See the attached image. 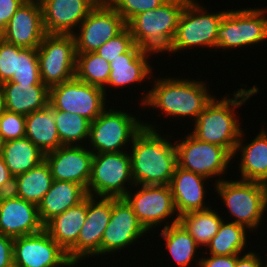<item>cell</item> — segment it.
Returning a JSON list of instances; mask_svg holds the SVG:
<instances>
[{
  "instance_id": "6da1fadb",
  "label": "cell",
  "mask_w": 267,
  "mask_h": 267,
  "mask_svg": "<svg viewBox=\"0 0 267 267\" xmlns=\"http://www.w3.org/2000/svg\"><path fill=\"white\" fill-rule=\"evenodd\" d=\"M144 123L131 145V172L135 185H169L177 164V150L154 125Z\"/></svg>"
},
{
  "instance_id": "7a4b0ae2",
  "label": "cell",
  "mask_w": 267,
  "mask_h": 267,
  "mask_svg": "<svg viewBox=\"0 0 267 267\" xmlns=\"http://www.w3.org/2000/svg\"><path fill=\"white\" fill-rule=\"evenodd\" d=\"M259 88H240L234 92L233 98L223 96L220 100L215 97L193 121L194 129L190 132L199 141L224 147L231 155L237 146L243 128L240 127L235 108L258 93Z\"/></svg>"
},
{
  "instance_id": "3957f363",
  "label": "cell",
  "mask_w": 267,
  "mask_h": 267,
  "mask_svg": "<svg viewBox=\"0 0 267 267\" xmlns=\"http://www.w3.org/2000/svg\"><path fill=\"white\" fill-rule=\"evenodd\" d=\"M175 78H154L153 88L144 93L140 103L164 112V116H188L195 121L215 96L210 95L209 85L202 80Z\"/></svg>"
},
{
  "instance_id": "277c9868",
  "label": "cell",
  "mask_w": 267,
  "mask_h": 267,
  "mask_svg": "<svg viewBox=\"0 0 267 267\" xmlns=\"http://www.w3.org/2000/svg\"><path fill=\"white\" fill-rule=\"evenodd\" d=\"M189 0H167L160 7L139 13L126 26L134 43L152 54L169 52L179 18Z\"/></svg>"
},
{
  "instance_id": "5b68a950",
  "label": "cell",
  "mask_w": 267,
  "mask_h": 267,
  "mask_svg": "<svg viewBox=\"0 0 267 267\" xmlns=\"http://www.w3.org/2000/svg\"><path fill=\"white\" fill-rule=\"evenodd\" d=\"M220 199L234 219L231 222L248 231L257 230L267 211V184L246 180L216 179L214 184Z\"/></svg>"
},
{
  "instance_id": "8992f818",
  "label": "cell",
  "mask_w": 267,
  "mask_h": 267,
  "mask_svg": "<svg viewBox=\"0 0 267 267\" xmlns=\"http://www.w3.org/2000/svg\"><path fill=\"white\" fill-rule=\"evenodd\" d=\"M124 111L106 108L90 123L88 142L93 154L125 151L144 128V121Z\"/></svg>"
},
{
  "instance_id": "52a82bcc",
  "label": "cell",
  "mask_w": 267,
  "mask_h": 267,
  "mask_svg": "<svg viewBox=\"0 0 267 267\" xmlns=\"http://www.w3.org/2000/svg\"><path fill=\"white\" fill-rule=\"evenodd\" d=\"M196 0H189L179 18L177 31L168 53L184 49L216 48L217 31L227 10L207 13Z\"/></svg>"
},
{
  "instance_id": "ba28073f",
  "label": "cell",
  "mask_w": 267,
  "mask_h": 267,
  "mask_svg": "<svg viewBox=\"0 0 267 267\" xmlns=\"http://www.w3.org/2000/svg\"><path fill=\"white\" fill-rule=\"evenodd\" d=\"M130 151L94 154L91 178L86 189L88 196L124 198L129 185L134 186ZM128 187L126 186L127 184Z\"/></svg>"
},
{
  "instance_id": "9c48e42d",
  "label": "cell",
  "mask_w": 267,
  "mask_h": 267,
  "mask_svg": "<svg viewBox=\"0 0 267 267\" xmlns=\"http://www.w3.org/2000/svg\"><path fill=\"white\" fill-rule=\"evenodd\" d=\"M267 9L227 10L217 31L216 49L254 46L267 40ZM252 44V45H251Z\"/></svg>"
},
{
  "instance_id": "30bf717a",
  "label": "cell",
  "mask_w": 267,
  "mask_h": 267,
  "mask_svg": "<svg viewBox=\"0 0 267 267\" xmlns=\"http://www.w3.org/2000/svg\"><path fill=\"white\" fill-rule=\"evenodd\" d=\"M37 53L40 79L48 88L75 77L76 50L73 35L46 34Z\"/></svg>"
},
{
  "instance_id": "8fae6325",
  "label": "cell",
  "mask_w": 267,
  "mask_h": 267,
  "mask_svg": "<svg viewBox=\"0 0 267 267\" xmlns=\"http://www.w3.org/2000/svg\"><path fill=\"white\" fill-rule=\"evenodd\" d=\"M102 88L73 79L49 88V104L57 110L76 113L94 121L107 107Z\"/></svg>"
},
{
  "instance_id": "7c38bea8",
  "label": "cell",
  "mask_w": 267,
  "mask_h": 267,
  "mask_svg": "<svg viewBox=\"0 0 267 267\" xmlns=\"http://www.w3.org/2000/svg\"><path fill=\"white\" fill-rule=\"evenodd\" d=\"M176 142L179 167L208 179L222 176L228 171L233 157L224 147L199 141L191 133Z\"/></svg>"
},
{
  "instance_id": "4fadbf2b",
  "label": "cell",
  "mask_w": 267,
  "mask_h": 267,
  "mask_svg": "<svg viewBox=\"0 0 267 267\" xmlns=\"http://www.w3.org/2000/svg\"><path fill=\"white\" fill-rule=\"evenodd\" d=\"M111 214L112 198L87 196L86 221L80 230L77 243L67 252L74 265L87 257L101 255L102 237Z\"/></svg>"
},
{
  "instance_id": "5bb4252c",
  "label": "cell",
  "mask_w": 267,
  "mask_h": 267,
  "mask_svg": "<svg viewBox=\"0 0 267 267\" xmlns=\"http://www.w3.org/2000/svg\"><path fill=\"white\" fill-rule=\"evenodd\" d=\"M13 262L16 267H74L67 253L45 229L14 238Z\"/></svg>"
},
{
  "instance_id": "9a60e30c",
  "label": "cell",
  "mask_w": 267,
  "mask_h": 267,
  "mask_svg": "<svg viewBox=\"0 0 267 267\" xmlns=\"http://www.w3.org/2000/svg\"><path fill=\"white\" fill-rule=\"evenodd\" d=\"M139 186H134L137 188V192L134 193L131 192L130 187L124 198L132 206L138 221L147 232L167 219L171 220L174 214L178 216L169 185Z\"/></svg>"
},
{
  "instance_id": "2e32d148",
  "label": "cell",
  "mask_w": 267,
  "mask_h": 267,
  "mask_svg": "<svg viewBox=\"0 0 267 267\" xmlns=\"http://www.w3.org/2000/svg\"><path fill=\"white\" fill-rule=\"evenodd\" d=\"M125 27V21L111 5H96L72 34L76 53L95 52Z\"/></svg>"
},
{
  "instance_id": "e0dca14e",
  "label": "cell",
  "mask_w": 267,
  "mask_h": 267,
  "mask_svg": "<svg viewBox=\"0 0 267 267\" xmlns=\"http://www.w3.org/2000/svg\"><path fill=\"white\" fill-rule=\"evenodd\" d=\"M148 233L125 198H112V214L101 242V255L121 252Z\"/></svg>"
},
{
  "instance_id": "ac0fdd59",
  "label": "cell",
  "mask_w": 267,
  "mask_h": 267,
  "mask_svg": "<svg viewBox=\"0 0 267 267\" xmlns=\"http://www.w3.org/2000/svg\"><path fill=\"white\" fill-rule=\"evenodd\" d=\"M88 148L86 145H62L45 153L44 160L53 180L74 182L86 190L91 178L94 155Z\"/></svg>"
},
{
  "instance_id": "d6986e66",
  "label": "cell",
  "mask_w": 267,
  "mask_h": 267,
  "mask_svg": "<svg viewBox=\"0 0 267 267\" xmlns=\"http://www.w3.org/2000/svg\"><path fill=\"white\" fill-rule=\"evenodd\" d=\"M43 229L37 205L13 193L0 195V234L16 238L35 234Z\"/></svg>"
},
{
  "instance_id": "ffe728a7",
  "label": "cell",
  "mask_w": 267,
  "mask_h": 267,
  "mask_svg": "<svg viewBox=\"0 0 267 267\" xmlns=\"http://www.w3.org/2000/svg\"><path fill=\"white\" fill-rule=\"evenodd\" d=\"M46 32L39 0H26L11 17L2 39L21 48H38Z\"/></svg>"
},
{
  "instance_id": "44dd1931",
  "label": "cell",
  "mask_w": 267,
  "mask_h": 267,
  "mask_svg": "<svg viewBox=\"0 0 267 267\" xmlns=\"http://www.w3.org/2000/svg\"><path fill=\"white\" fill-rule=\"evenodd\" d=\"M39 1L46 34L72 35L97 5L93 0Z\"/></svg>"
},
{
  "instance_id": "7402d4cb",
  "label": "cell",
  "mask_w": 267,
  "mask_h": 267,
  "mask_svg": "<svg viewBox=\"0 0 267 267\" xmlns=\"http://www.w3.org/2000/svg\"><path fill=\"white\" fill-rule=\"evenodd\" d=\"M208 178L178 165L170 181V189L178 216L211 208L205 203V182ZM207 205V206H205Z\"/></svg>"
},
{
  "instance_id": "603a6c76",
  "label": "cell",
  "mask_w": 267,
  "mask_h": 267,
  "mask_svg": "<svg viewBox=\"0 0 267 267\" xmlns=\"http://www.w3.org/2000/svg\"><path fill=\"white\" fill-rule=\"evenodd\" d=\"M151 54L134 44L126 53L110 61L111 71L106 84L108 88H124L126 85L141 83L152 77L153 68L149 63L151 61H148Z\"/></svg>"
},
{
  "instance_id": "cb8c5ba5",
  "label": "cell",
  "mask_w": 267,
  "mask_h": 267,
  "mask_svg": "<svg viewBox=\"0 0 267 267\" xmlns=\"http://www.w3.org/2000/svg\"><path fill=\"white\" fill-rule=\"evenodd\" d=\"M5 110L24 116L49 105V88L43 83L3 82Z\"/></svg>"
},
{
  "instance_id": "d4e9b609",
  "label": "cell",
  "mask_w": 267,
  "mask_h": 267,
  "mask_svg": "<svg viewBox=\"0 0 267 267\" xmlns=\"http://www.w3.org/2000/svg\"><path fill=\"white\" fill-rule=\"evenodd\" d=\"M244 133L242 130L232 155L235 158V155L241 151L239 165L241 180L267 184V131L264 128L261 129L260 133L247 144H243Z\"/></svg>"
},
{
  "instance_id": "484cf974",
  "label": "cell",
  "mask_w": 267,
  "mask_h": 267,
  "mask_svg": "<svg viewBox=\"0 0 267 267\" xmlns=\"http://www.w3.org/2000/svg\"><path fill=\"white\" fill-rule=\"evenodd\" d=\"M87 196L86 190L77 183L53 180L50 190L38 205L40 221L45 226L55 216L78 205Z\"/></svg>"
},
{
  "instance_id": "4316f807",
  "label": "cell",
  "mask_w": 267,
  "mask_h": 267,
  "mask_svg": "<svg viewBox=\"0 0 267 267\" xmlns=\"http://www.w3.org/2000/svg\"><path fill=\"white\" fill-rule=\"evenodd\" d=\"M87 217V197L78 205L68 208L55 216L44 229L67 253L76 243Z\"/></svg>"
},
{
  "instance_id": "83f0119b",
  "label": "cell",
  "mask_w": 267,
  "mask_h": 267,
  "mask_svg": "<svg viewBox=\"0 0 267 267\" xmlns=\"http://www.w3.org/2000/svg\"><path fill=\"white\" fill-rule=\"evenodd\" d=\"M25 123V137L44 153L62 146L55 123L54 111L50 104L41 110L26 115Z\"/></svg>"
},
{
  "instance_id": "f1b7e54d",
  "label": "cell",
  "mask_w": 267,
  "mask_h": 267,
  "mask_svg": "<svg viewBox=\"0 0 267 267\" xmlns=\"http://www.w3.org/2000/svg\"><path fill=\"white\" fill-rule=\"evenodd\" d=\"M169 224H164L162 231H160L161 238L165 239V247L168 254L178 267H188L193 258L196 257L197 249L199 247L195 240L190 236L189 232L179 222V216L172 217ZM195 255V256H194Z\"/></svg>"
},
{
  "instance_id": "f546056e",
  "label": "cell",
  "mask_w": 267,
  "mask_h": 267,
  "mask_svg": "<svg viewBox=\"0 0 267 267\" xmlns=\"http://www.w3.org/2000/svg\"><path fill=\"white\" fill-rule=\"evenodd\" d=\"M44 156L45 153L27 137L6 141L1 154L14 177L36 167L44 161Z\"/></svg>"
},
{
  "instance_id": "4dcf8cb0",
  "label": "cell",
  "mask_w": 267,
  "mask_h": 267,
  "mask_svg": "<svg viewBox=\"0 0 267 267\" xmlns=\"http://www.w3.org/2000/svg\"><path fill=\"white\" fill-rule=\"evenodd\" d=\"M52 182L49 166L44 160L29 171L14 177L12 193L38 206L50 190Z\"/></svg>"
},
{
  "instance_id": "1f68e13d",
  "label": "cell",
  "mask_w": 267,
  "mask_h": 267,
  "mask_svg": "<svg viewBox=\"0 0 267 267\" xmlns=\"http://www.w3.org/2000/svg\"><path fill=\"white\" fill-rule=\"evenodd\" d=\"M217 212L211 207L203 211L189 212L179 217V222L199 247L205 246L204 248H206L219 231L223 217H220Z\"/></svg>"
},
{
  "instance_id": "d6a6232c",
  "label": "cell",
  "mask_w": 267,
  "mask_h": 267,
  "mask_svg": "<svg viewBox=\"0 0 267 267\" xmlns=\"http://www.w3.org/2000/svg\"><path fill=\"white\" fill-rule=\"evenodd\" d=\"M247 230L242 225L228 221L225 223L223 220L219 231L206 246V253L219 256L240 255L246 248Z\"/></svg>"
},
{
  "instance_id": "836d02e7",
  "label": "cell",
  "mask_w": 267,
  "mask_h": 267,
  "mask_svg": "<svg viewBox=\"0 0 267 267\" xmlns=\"http://www.w3.org/2000/svg\"><path fill=\"white\" fill-rule=\"evenodd\" d=\"M110 62L99 56L96 52L76 53L75 77L87 84L102 88L106 93Z\"/></svg>"
},
{
  "instance_id": "e575fe53",
  "label": "cell",
  "mask_w": 267,
  "mask_h": 267,
  "mask_svg": "<svg viewBox=\"0 0 267 267\" xmlns=\"http://www.w3.org/2000/svg\"><path fill=\"white\" fill-rule=\"evenodd\" d=\"M55 123L62 145H86L89 139L90 121L76 113L54 109ZM86 143H82L84 141Z\"/></svg>"
},
{
  "instance_id": "d590c367",
  "label": "cell",
  "mask_w": 267,
  "mask_h": 267,
  "mask_svg": "<svg viewBox=\"0 0 267 267\" xmlns=\"http://www.w3.org/2000/svg\"><path fill=\"white\" fill-rule=\"evenodd\" d=\"M16 83H42L37 48L18 47L17 73L9 80Z\"/></svg>"
},
{
  "instance_id": "8d00e7d4",
  "label": "cell",
  "mask_w": 267,
  "mask_h": 267,
  "mask_svg": "<svg viewBox=\"0 0 267 267\" xmlns=\"http://www.w3.org/2000/svg\"><path fill=\"white\" fill-rule=\"evenodd\" d=\"M134 44L130 29L126 26L118 35L106 41L95 52L110 62L116 59L117 56L126 53Z\"/></svg>"
},
{
  "instance_id": "74e56055",
  "label": "cell",
  "mask_w": 267,
  "mask_h": 267,
  "mask_svg": "<svg viewBox=\"0 0 267 267\" xmlns=\"http://www.w3.org/2000/svg\"><path fill=\"white\" fill-rule=\"evenodd\" d=\"M167 0H114L110 5L127 24L134 16L160 7Z\"/></svg>"
},
{
  "instance_id": "f35d334b",
  "label": "cell",
  "mask_w": 267,
  "mask_h": 267,
  "mask_svg": "<svg viewBox=\"0 0 267 267\" xmlns=\"http://www.w3.org/2000/svg\"><path fill=\"white\" fill-rule=\"evenodd\" d=\"M0 134L5 142L25 137V116L5 110L0 116Z\"/></svg>"
},
{
  "instance_id": "ab89813d",
  "label": "cell",
  "mask_w": 267,
  "mask_h": 267,
  "mask_svg": "<svg viewBox=\"0 0 267 267\" xmlns=\"http://www.w3.org/2000/svg\"><path fill=\"white\" fill-rule=\"evenodd\" d=\"M18 46L0 39V85L17 73Z\"/></svg>"
},
{
  "instance_id": "60d3db41",
  "label": "cell",
  "mask_w": 267,
  "mask_h": 267,
  "mask_svg": "<svg viewBox=\"0 0 267 267\" xmlns=\"http://www.w3.org/2000/svg\"><path fill=\"white\" fill-rule=\"evenodd\" d=\"M26 0H0V32L3 33L11 17Z\"/></svg>"
},
{
  "instance_id": "b9f144b4",
  "label": "cell",
  "mask_w": 267,
  "mask_h": 267,
  "mask_svg": "<svg viewBox=\"0 0 267 267\" xmlns=\"http://www.w3.org/2000/svg\"><path fill=\"white\" fill-rule=\"evenodd\" d=\"M203 257L196 261L199 267H236V255H210L207 258Z\"/></svg>"
},
{
  "instance_id": "7bdbcfd3",
  "label": "cell",
  "mask_w": 267,
  "mask_h": 267,
  "mask_svg": "<svg viewBox=\"0 0 267 267\" xmlns=\"http://www.w3.org/2000/svg\"><path fill=\"white\" fill-rule=\"evenodd\" d=\"M14 238L0 234V267H12Z\"/></svg>"
},
{
  "instance_id": "ee69618b",
  "label": "cell",
  "mask_w": 267,
  "mask_h": 267,
  "mask_svg": "<svg viewBox=\"0 0 267 267\" xmlns=\"http://www.w3.org/2000/svg\"><path fill=\"white\" fill-rule=\"evenodd\" d=\"M14 186V176L6 166L3 158L0 156V195L12 193Z\"/></svg>"
},
{
  "instance_id": "f6af8a7d",
  "label": "cell",
  "mask_w": 267,
  "mask_h": 267,
  "mask_svg": "<svg viewBox=\"0 0 267 267\" xmlns=\"http://www.w3.org/2000/svg\"><path fill=\"white\" fill-rule=\"evenodd\" d=\"M261 257L256 252H244L243 256L236 255V267H264Z\"/></svg>"
},
{
  "instance_id": "bcb514c9",
  "label": "cell",
  "mask_w": 267,
  "mask_h": 267,
  "mask_svg": "<svg viewBox=\"0 0 267 267\" xmlns=\"http://www.w3.org/2000/svg\"><path fill=\"white\" fill-rule=\"evenodd\" d=\"M4 111H5L4 95L0 88V116L3 114Z\"/></svg>"
},
{
  "instance_id": "7dc6e473",
  "label": "cell",
  "mask_w": 267,
  "mask_h": 267,
  "mask_svg": "<svg viewBox=\"0 0 267 267\" xmlns=\"http://www.w3.org/2000/svg\"><path fill=\"white\" fill-rule=\"evenodd\" d=\"M97 5H110L114 0H93Z\"/></svg>"
},
{
  "instance_id": "c3c4849f",
  "label": "cell",
  "mask_w": 267,
  "mask_h": 267,
  "mask_svg": "<svg viewBox=\"0 0 267 267\" xmlns=\"http://www.w3.org/2000/svg\"><path fill=\"white\" fill-rule=\"evenodd\" d=\"M4 143H5V141L3 140L2 135L0 134V156L2 154V149L4 147Z\"/></svg>"
}]
</instances>
